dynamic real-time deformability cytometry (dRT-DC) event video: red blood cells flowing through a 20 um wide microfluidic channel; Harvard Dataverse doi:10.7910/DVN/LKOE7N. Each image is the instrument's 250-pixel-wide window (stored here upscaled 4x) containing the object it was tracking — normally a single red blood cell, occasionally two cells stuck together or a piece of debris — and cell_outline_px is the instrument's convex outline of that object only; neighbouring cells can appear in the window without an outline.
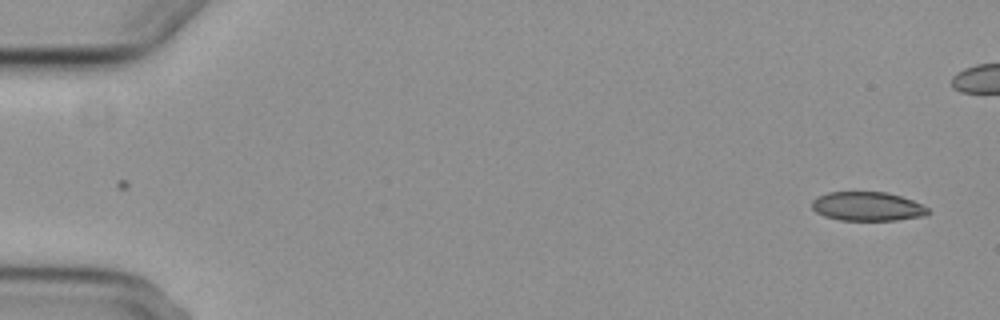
{"species": "common noctule bat (a hibernating species)", "species_latin": "Nyctalus noctula", "temperature_condition": "cold", "stored_images_in_passage": 7, "camera_frame_rate_fps": 3000, "um_per_image_px": 0.085, "animal": {"sex": "female", "body_mass_g": 29.2, "forearm_length_mm": 56.3}, "frame": {"image": 1, "passage_image": 1, "time_ms": 0.0, "image_size_px": [1000, 320], "cell_outline_px": [[932, 212], [928, 216], [896, 220], [840, 220], [824, 216], [816, 212], [812, 208], [812, 200], [816, 196], [828, 192], [884, 192], [900, 196], [912, 200], [928, 208]], "centroid_in_image_um": [73.74, 17.55], "position_along_channel_um": 11.3, "area_um2": 19.77}}
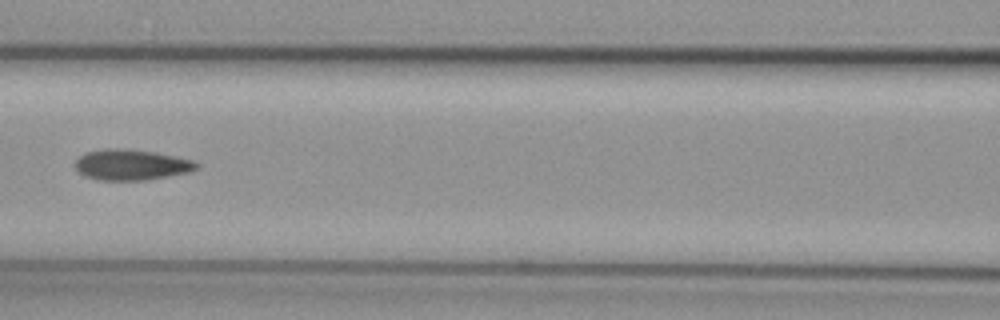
{"frame": {"image": 2, "passage_image": 7, "time_ms": 7.667, "image_size_px": [1000, 320], "cell_outline_px": [[200, 168], [188, 172], [148, 180], [96, 180], [84, 176], [76, 172], [72, 164], [80, 156], [88, 152], [104, 148], [120, 148], [156, 152], [176, 156], [192, 160], [200, 164]], "centroid_in_image_um": [11.13, 14.01], "position_along_channel_um": 155.5, "area_um2": 22.08}}